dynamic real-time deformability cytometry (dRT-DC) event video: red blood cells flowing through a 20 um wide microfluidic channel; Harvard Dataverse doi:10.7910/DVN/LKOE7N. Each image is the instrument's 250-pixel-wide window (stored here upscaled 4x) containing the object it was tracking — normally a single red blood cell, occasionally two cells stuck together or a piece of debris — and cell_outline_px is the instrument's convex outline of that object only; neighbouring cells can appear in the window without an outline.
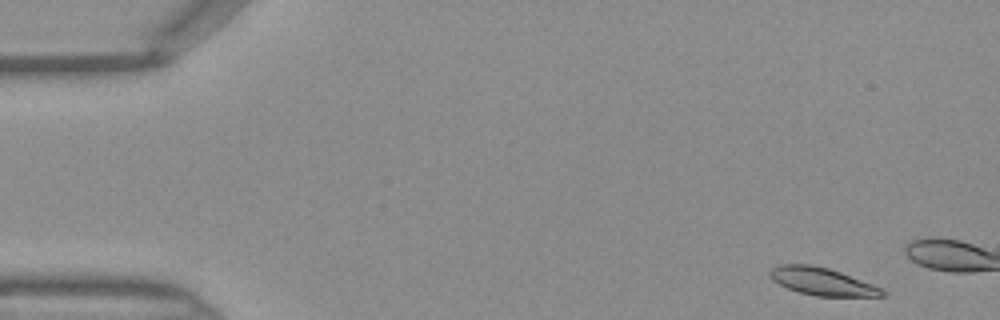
{"species": "Egyptian fruit bat (a non-hibernating species)", "species_latin": "Rousettus aegyptiacus", "temperature_condition": "warm", "stored_images_in_passage": 10, "camera_frame_rate_fps": 3000, "um_per_image_px": 0.085, "frame": {"image": 1, "passage_image": 2, "time_ms": 0.333, "image_size_px": [1000, 320], "cell_outline_px": [[888, 292], [884, 296], [816, 296], [800, 292], [788, 288], [772, 280], [768, 272], [772, 268], [780, 264], [812, 264], [828, 268], [840, 272], [872, 284]], "centroid_in_image_um": [69.87, 23.92], "position_along_channel_um": 15.1, "area_um2": 17.92}}